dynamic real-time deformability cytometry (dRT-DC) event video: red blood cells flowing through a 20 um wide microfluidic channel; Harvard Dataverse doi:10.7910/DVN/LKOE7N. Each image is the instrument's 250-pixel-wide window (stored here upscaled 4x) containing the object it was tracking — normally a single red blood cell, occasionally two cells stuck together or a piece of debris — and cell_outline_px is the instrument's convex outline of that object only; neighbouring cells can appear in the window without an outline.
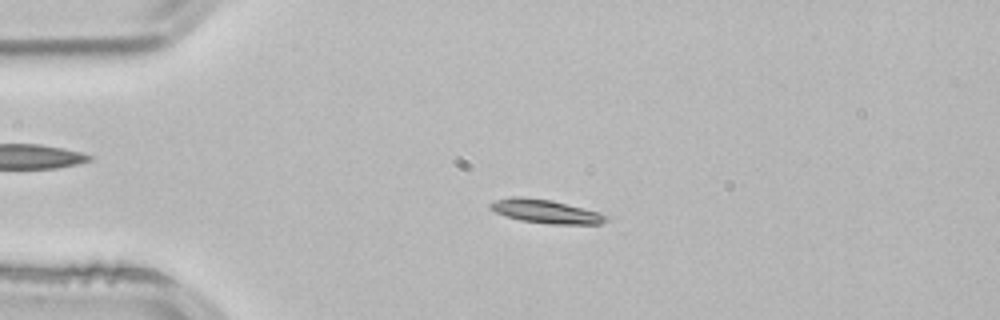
{"species": "common noctule bat (a hibernating species)", "species_latin": "Nyctalus noctula", "temperature_condition": "room temperature", "stored_images_in_passage": 3, "camera_frame_rate_fps": 3000, "um_per_image_px": 0.085, "animal": {"sex": "male", "body_mass_g": 21.5, "forearm_length_mm": 52.0}, "frame": {"image": 1, "passage_image": 2, "time_ms": 0.333, "image_size_px": [1000, 320], "cell_outline_px": [[612, 216], [608, 220], [600, 224], [552, 224], [520, 220], [496, 212], [488, 208], [488, 204], [496, 200], [512, 196], [520, 196], [552, 200], [584, 208]], "centroid_in_image_um": [46.42, 17.96], "position_along_channel_um": 38.6, "area_um2": 16.01}}
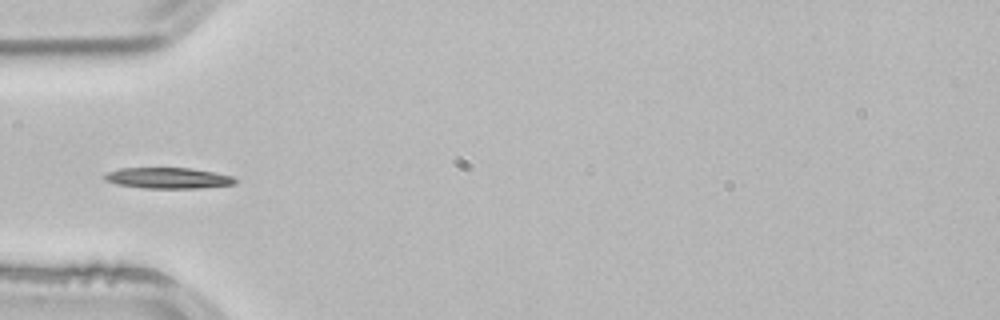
{"frame": {"image": 2, "passage_image": 3, "time_ms": 0.667, "image_size_px": [1000, 320], "cell_outline_px": [[240, 180], [236, 184], [200, 188], [144, 188], [116, 184], [104, 180], [104, 176], [108, 172], [120, 168], [188, 168], [212, 172], [232, 176]], "centroid_in_image_um": [14.31, 15.14], "position_along_channel_um": 70.7, "area_um2": 15.9}}